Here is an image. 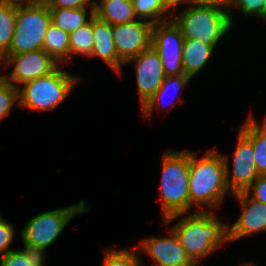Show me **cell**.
<instances>
[{"mask_svg":"<svg viewBox=\"0 0 266 266\" xmlns=\"http://www.w3.org/2000/svg\"><path fill=\"white\" fill-rule=\"evenodd\" d=\"M225 171L221 153L209 149L202 158H198L197 152L190 151L189 211L196 206L200 212H214L221 206L230 192Z\"/></svg>","mask_w":266,"mask_h":266,"instance_id":"6da1fadb","label":"cell"},{"mask_svg":"<svg viewBox=\"0 0 266 266\" xmlns=\"http://www.w3.org/2000/svg\"><path fill=\"white\" fill-rule=\"evenodd\" d=\"M171 227L192 262L198 266L200 259L213 254L229 242L228 223L215 212L193 211L186 213Z\"/></svg>","mask_w":266,"mask_h":266,"instance_id":"7a4b0ae2","label":"cell"},{"mask_svg":"<svg viewBox=\"0 0 266 266\" xmlns=\"http://www.w3.org/2000/svg\"><path fill=\"white\" fill-rule=\"evenodd\" d=\"M160 181L164 225L189 213L190 150H169L163 154Z\"/></svg>","mask_w":266,"mask_h":266,"instance_id":"3957f363","label":"cell"},{"mask_svg":"<svg viewBox=\"0 0 266 266\" xmlns=\"http://www.w3.org/2000/svg\"><path fill=\"white\" fill-rule=\"evenodd\" d=\"M171 15L185 39L203 40L214 49L233 27L228 10L217 5L190 3Z\"/></svg>","mask_w":266,"mask_h":266,"instance_id":"277c9868","label":"cell"},{"mask_svg":"<svg viewBox=\"0 0 266 266\" xmlns=\"http://www.w3.org/2000/svg\"><path fill=\"white\" fill-rule=\"evenodd\" d=\"M81 80L79 75L70 74L58 66L50 74L18 87L19 107L42 112L54 110Z\"/></svg>","mask_w":266,"mask_h":266,"instance_id":"5b68a950","label":"cell"},{"mask_svg":"<svg viewBox=\"0 0 266 266\" xmlns=\"http://www.w3.org/2000/svg\"><path fill=\"white\" fill-rule=\"evenodd\" d=\"M89 210L86 202L81 200L70 206L36 214L25 223L21 230L22 244L46 250L58 239L76 215Z\"/></svg>","mask_w":266,"mask_h":266,"instance_id":"8992f818","label":"cell"},{"mask_svg":"<svg viewBox=\"0 0 266 266\" xmlns=\"http://www.w3.org/2000/svg\"><path fill=\"white\" fill-rule=\"evenodd\" d=\"M51 23L49 6L45 2L17 5L12 43L4 55L43 49L45 34Z\"/></svg>","mask_w":266,"mask_h":266,"instance_id":"52a82bcc","label":"cell"},{"mask_svg":"<svg viewBox=\"0 0 266 266\" xmlns=\"http://www.w3.org/2000/svg\"><path fill=\"white\" fill-rule=\"evenodd\" d=\"M1 60L3 67L13 66L9 75L2 76L17 88L28 81L50 74L60 65L44 49L3 55Z\"/></svg>","mask_w":266,"mask_h":266,"instance_id":"ba28073f","label":"cell"},{"mask_svg":"<svg viewBox=\"0 0 266 266\" xmlns=\"http://www.w3.org/2000/svg\"><path fill=\"white\" fill-rule=\"evenodd\" d=\"M184 40L179 27L172 19L153 24L151 45L160 56L165 76L184 74Z\"/></svg>","mask_w":266,"mask_h":266,"instance_id":"9c48e42d","label":"cell"},{"mask_svg":"<svg viewBox=\"0 0 266 266\" xmlns=\"http://www.w3.org/2000/svg\"><path fill=\"white\" fill-rule=\"evenodd\" d=\"M237 143L232 156V167L228 155L222 154L225 163L226 183L230 196L246 192L259 177L254 163V148L252 143L239 131ZM231 170V171H230Z\"/></svg>","mask_w":266,"mask_h":266,"instance_id":"30bf717a","label":"cell"},{"mask_svg":"<svg viewBox=\"0 0 266 266\" xmlns=\"http://www.w3.org/2000/svg\"><path fill=\"white\" fill-rule=\"evenodd\" d=\"M133 62L135 63L137 93L141 109L159 89L166 76L160 56L152 45L137 56L126 61L124 66Z\"/></svg>","mask_w":266,"mask_h":266,"instance_id":"8fae6325","label":"cell"},{"mask_svg":"<svg viewBox=\"0 0 266 266\" xmlns=\"http://www.w3.org/2000/svg\"><path fill=\"white\" fill-rule=\"evenodd\" d=\"M152 27L153 24L140 19L112 26L116 53L124 63L151 46Z\"/></svg>","mask_w":266,"mask_h":266,"instance_id":"7c38bea8","label":"cell"},{"mask_svg":"<svg viewBox=\"0 0 266 266\" xmlns=\"http://www.w3.org/2000/svg\"><path fill=\"white\" fill-rule=\"evenodd\" d=\"M166 237H146L141 239L138 249L149 255L152 266H196L188 257L174 231L168 230Z\"/></svg>","mask_w":266,"mask_h":266,"instance_id":"4fadbf2b","label":"cell"},{"mask_svg":"<svg viewBox=\"0 0 266 266\" xmlns=\"http://www.w3.org/2000/svg\"><path fill=\"white\" fill-rule=\"evenodd\" d=\"M241 207L237 220L228 225L229 243L257 232H266V205L254 200L246 192L232 195Z\"/></svg>","mask_w":266,"mask_h":266,"instance_id":"5bb4252c","label":"cell"},{"mask_svg":"<svg viewBox=\"0 0 266 266\" xmlns=\"http://www.w3.org/2000/svg\"><path fill=\"white\" fill-rule=\"evenodd\" d=\"M92 32L94 36V45L92 49V57L101 58L107 63L115 73L121 76L124 62L116 53L115 44L112 38V26L105 21L100 20L96 16L92 18Z\"/></svg>","mask_w":266,"mask_h":266,"instance_id":"9a60e30c","label":"cell"},{"mask_svg":"<svg viewBox=\"0 0 266 266\" xmlns=\"http://www.w3.org/2000/svg\"><path fill=\"white\" fill-rule=\"evenodd\" d=\"M94 14L111 26L138 20L132 0H93Z\"/></svg>","mask_w":266,"mask_h":266,"instance_id":"2e32d148","label":"cell"},{"mask_svg":"<svg viewBox=\"0 0 266 266\" xmlns=\"http://www.w3.org/2000/svg\"><path fill=\"white\" fill-rule=\"evenodd\" d=\"M250 112L239 131L252 143L254 163L259 175H266V117L259 123Z\"/></svg>","mask_w":266,"mask_h":266,"instance_id":"e0dca14e","label":"cell"},{"mask_svg":"<svg viewBox=\"0 0 266 266\" xmlns=\"http://www.w3.org/2000/svg\"><path fill=\"white\" fill-rule=\"evenodd\" d=\"M213 51L214 48L205 44L203 40L185 39L182 49L184 73L193 79L208 64Z\"/></svg>","mask_w":266,"mask_h":266,"instance_id":"ac0fdd59","label":"cell"},{"mask_svg":"<svg viewBox=\"0 0 266 266\" xmlns=\"http://www.w3.org/2000/svg\"><path fill=\"white\" fill-rule=\"evenodd\" d=\"M191 77L187 76L185 73L184 74H179V75H173V76H166L160 85L159 89L154 93V95L144 104V106L141 107V113L144 117L151 118V115H153V111L155 108L159 110L162 109V102L165 101V97L167 94L170 92L178 93L183 90L185 86L189 84L191 81ZM172 94V93H170ZM175 97V96H174ZM172 97L173 100L176 99L179 103L181 102L180 97L178 99L177 97ZM171 104H169V108H173L174 105L176 104L175 102L170 101ZM173 103V104H172ZM158 105V106H157ZM161 106V107H160ZM165 108V107H164Z\"/></svg>","mask_w":266,"mask_h":266,"instance_id":"d6986e66","label":"cell"},{"mask_svg":"<svg viewBox=\"0 0 266 266\" xmlns=\"http://www.w3.org/2000/svg\"><path fill=\"white\" fill-rule=\"evenodd\" d=\"M49 11L51 14V22L68 33L76 31L80 27L89 23L95 16L94 8H49Z\"/></svg>","mask_w":266,"mask_h":266,"instance_id":"ffe728a7","label":"cell"},{"mask_svg":"<svg viewBox=\"0 0 266 266\" xmlns=\"http://www.w3.org/2000/svg\"><path fill=\"white\" fill-rule=\"evenodd\" d=\"M43 49L59 64L70 62L69 33L51 23L46 31Z\"/></svg>","mask_w":266,"mask_h":266,"instance_id":"44dd1931","label":"cell"},{"mask_svg":"<svg viewBox=\"0 0 266 266\" xmlns=\"http://www.w3.org/2000/svg\"><path fill=\"white\" fill-rule=\"evenodd\" d=\"M0 257V266H45V249L22 244Z\"/></svg>","mask_w":266,"mask_h":266,"instance_id":"7402d4cb","label":"cell"},{"mask_svg":"<svg viewBox=\"0 0 266 266\" xmlns=\"http://www.w3.org/2000/svg\"><path fill=\"white\" fill-rule=\"evenodd\" d=\"M17 5L0 3V58L9 50L14 34Z\"/></svg>","mask_w":266,"mask_h":266,"instance_id":"603a6c76","label":"cell"},{"mask_svg":"<svg viewBox=\"0 0 266 266\" xmlns=\"http://www.w3.org/2000/svg\"><path fill=\"white\" fill-rule=\"evenodd\" d=\"M135 15L140 20H145L151 24L169 20V9L162 0H132ZM165 14V15H164Z\"/></svg>","mask_w":266,"mask_h":266,"instance_id":"cb8c5ba5","label":"cell"},{"mask_svg":"<svg viewBox=\"0 0 266 266\" xmlns=\"http://www.w3.org/2000/svg\"><path fill=\"white\" fill-rule=\"evenodd\" d=\"M70 60L75 55L90 57L94 45L92 32V19L89 23L80 27L76 31L69 33ZM75 54V55H74Z\"/></svg>","mask_w":266,"mask_h":266,"instance_id":"d4e9b609","label":"cell"},{"mask_svg":"<svg viewBox=\"0 0 266 266\" xmlns=\"http://www.w3.org/2000/svg\"><path fill=\"white\" fill-rule=\"evenodd\" d=\"M137 246L132 249H104V258L101 266H144L139 255L135 252Z\"/></svg>","mask_w":266,"mask_h":266,"instance_id":"484cf974","label":"cell"},{"mask_svg":"<svg viewBox=\"0 0 266 266\" xmlns=\"http://www.w3.org/2000/svg\"><path fill=\"white\" fill-rule=\"evenodd\" d=\"M16 106L19 107L18 88L2 76L0 78V121Z\"/></svg>","mask_w":266,"mask_h":266,"instance_id":"4316f807","label":"cell"},{"mask_svg":"<svg viewBox=\"0 0 266 266\" xmlns=\"http://www.w3.org/2000/svg\"><path fill=\"white\" fill-rule=\"evenodd\" d=\"M263 4L264 0H232L228 8L229 17L232 25L234 23V19L232 18L233 16L231 12L234 8L236 9L238 7V9L240 10V12H242L243 15H252L259 18L261 16Z\"/></svg>","mask_w":266,"mask_h":266,"instance_id":"83f0119b","label":"cell"},{"mask_svg":"<svg viewBox=\"0 0 266 266\" xmlns=\"http://www.w3.org/2000/svg\"><path fill=\"white\" fill-rule=\"evenodd\" d=\"M15 226L5 219L0 218V255L3 256L7 252L13 250L10 249V244L15 238Z\"/></svg>","mask_w":266,"mask_h":266,"instance_id":"f1b7e54d","label":"cell"},{"mask_svg":"<svg viewBox=\"0 0 266 266\" xmlns=\"http://www.w3.org/2000/svg\"><path fill=\"white\" fill-rule=\"evenodd\" d=\"M246 193L254 200L266 205V175H259Z\"/></svg>","mask_w":266,"mask_h":266,"instance_id":"f546056e","label":"cell"},{"mask_svg":"<svg viewBox=\"0 0 266 266\" xmlns=\"http://www.w3.org/2000/svg\"><path fill=\"white\" fill-rule=\"evenodd\" d=\"M49 8H94L93 1L91 0H45Z\"/></svg>","mask_w":266,"mask_h":266,"instance_id":"4dcf8cb0","label":"cell"},{"mask_svg":"<svg viewBox=\"0 0 266 266\" xmlns=\"http://www.w3.org/2000/svg\"><path fill=\"white\" fill-rule=\"evenodd\" d=\"M232 0H192V3L196 4H210L223 7L228 10Z\"/></svg>","mask_w":266,"mask_h":266,"instance_id":"1f68e13d","label":"cell"},{"mask_svg":"<svg viewBox=\"0 0 266 266\" xmlns=\"http://www.w3.org/2000/svg\"><path fill=\"white\" fill-rule=\"evenodd\" d=\"M162 2L165 4V6L171 11V12H175L179 9L178 6H180L181 3L184 4H190L192 3V0H162Z\"/></svg>","mask_w":266,"mask_h":266,"instance_id":"d6a6232c","label":"cell"},{"mask_svg":"<svg viewBox=\"0 0 266 266\" xmlns=\"http://www.w3.org/2000/svg\"><path fill=\"white\" fill-rule=\"evenodd\" d=\"M45 0H1V3L15 4V5H26L43 3Z\"/></svg>","mask_w":266,"mask_h":266,"instance_id":"836d02e7","label":"cell"},{"mask_svg":"<svg viewBox=\"0 0 266 266\" xmlns=\"http://www.w3.org/2000/svg\"><path fill=\"white\" fill-rule=\"evenodd\" d=\"M258 19H262V21L264 20L266 22V0H264L261 16Z\"/></svg>","mask_w":266,"mask_h":266,"instance_id":"e575fe53","label":"cell"},{"mask_svg":"<svg viewBox=\"0 0 266 266\" xmlns=\"http://www.w3.org/2000/svg\"><path fill=\"white\" fill-rule=\"evenodd\" d=\"M239 266H257L256 264H254V263H251V262H247V263H240V265Z\"/></svg>","mask_w":266,"mask_h":266,"instance_id":"d590c367","label":"cell"},{"mask_svg":"<svg viewBox=\"0 0 266 266\" xmlns=\"http://www.w3.org/2000/svg\"><path fill=\"white\" fill-rule=\"evenodd\" d=\"M1 62H2V60H1V58H0V66H2V65H1L2 63H1ZM1 77H2V75H0V78H1Z\"/></svg>","mask_w":266,"mask_h":266,"instance_id":"8d00e7d4","label":"cell"}]
</instances>
